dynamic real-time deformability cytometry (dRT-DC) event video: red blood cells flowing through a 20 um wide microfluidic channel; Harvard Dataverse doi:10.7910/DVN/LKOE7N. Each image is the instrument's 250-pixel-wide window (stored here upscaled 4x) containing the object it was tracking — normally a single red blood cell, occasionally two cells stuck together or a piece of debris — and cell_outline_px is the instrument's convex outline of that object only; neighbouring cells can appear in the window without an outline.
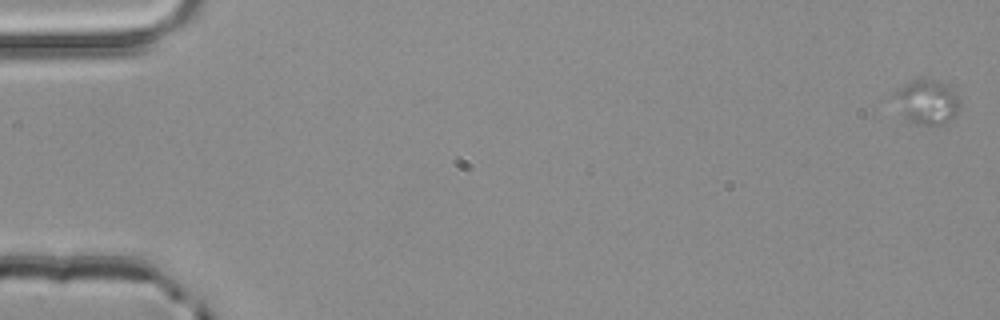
{"species": "common noctule bat (a hibernating species)", "species_latin": "Nyctalus noctula", "temperature_condition": "room temperature", "stored_images_in_passage": 4, "camera_frame_rate_fps": 3000, "um_per_image_px": 0.085, "animal": {"sex": "male", "body_mass_g": 20.4}, "frame": {"image": 1, "passage_image": 1, "time_ms": 0.0, "image_size_px": [1000, 320], "cell_outline_px": [[960, 108], [944, 124], [916, 124], [904, 120], [896, 92], [896, 88], [912, 80], [936, 80], [944, 84], [960, 100]], "centroid_in_image_um": [78.8, 8.68], "position_along_channel_um": 6.2, "area_um2": 16.24}}
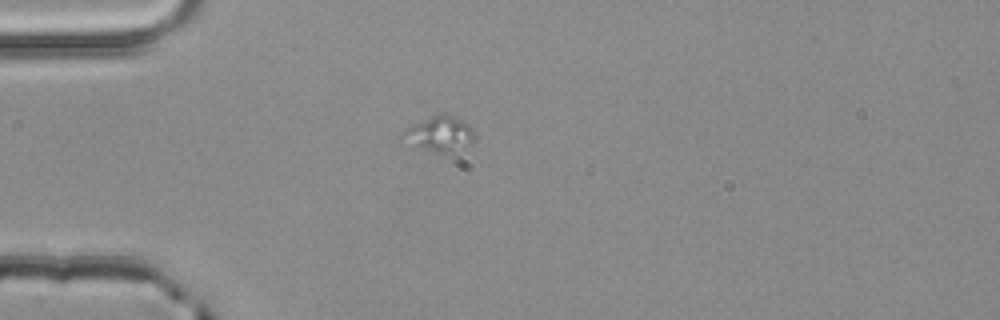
{"frame": {"image": 2, "passage_image": 4, "time_ms": 1.0, "image_size_px": [1000, 320], "cell_outline_px": [[476, 136], [472, 140], [452, 156], [432, 152], [400, 136], [400, 132], [440, 112], [448, 112], [456, 116], [468, 124], [472, 128]], "centroid_in_image_um": [37.45, 11.38], "position_along_channel_um": 47.5, "area_um2": 14.74}}